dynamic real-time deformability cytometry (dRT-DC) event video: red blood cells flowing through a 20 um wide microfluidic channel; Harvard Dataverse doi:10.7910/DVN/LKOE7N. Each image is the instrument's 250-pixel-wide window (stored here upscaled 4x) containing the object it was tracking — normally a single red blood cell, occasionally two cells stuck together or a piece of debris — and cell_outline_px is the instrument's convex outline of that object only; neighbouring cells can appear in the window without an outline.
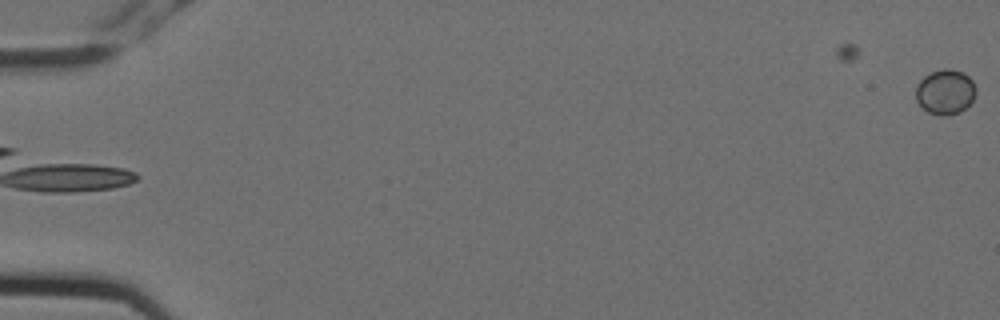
{"species": "Egyptian fruit bat (a non-hibernating species)", "species_latin": "Rousettus aegyptiacus", "temperature_condition": "cold", "stored_images_in_passage": 5, "camera_frame_rate_fps": 3000, "um_per_image_px": 0.085, "animal": {"sex": "female"}, "frame": {"image": 1, "passage_image": 5, "time_ms": 1.333, "image_size_px": [1000, 320], "cell_outline_px": [[976, 92], [972, 100], [960, 112], [944, 116], [940, 116], [928, 112], [916, 100], [916, 84], [924, 76], [932, 72], [944, 68], [948, 68], [960, 72], [968, 76], [972, 80], [976, 88]], "centroid_in_image_um": [80.33, 7.81], "position_along_channel_um": 4.7, "area_um2": 15.61}}